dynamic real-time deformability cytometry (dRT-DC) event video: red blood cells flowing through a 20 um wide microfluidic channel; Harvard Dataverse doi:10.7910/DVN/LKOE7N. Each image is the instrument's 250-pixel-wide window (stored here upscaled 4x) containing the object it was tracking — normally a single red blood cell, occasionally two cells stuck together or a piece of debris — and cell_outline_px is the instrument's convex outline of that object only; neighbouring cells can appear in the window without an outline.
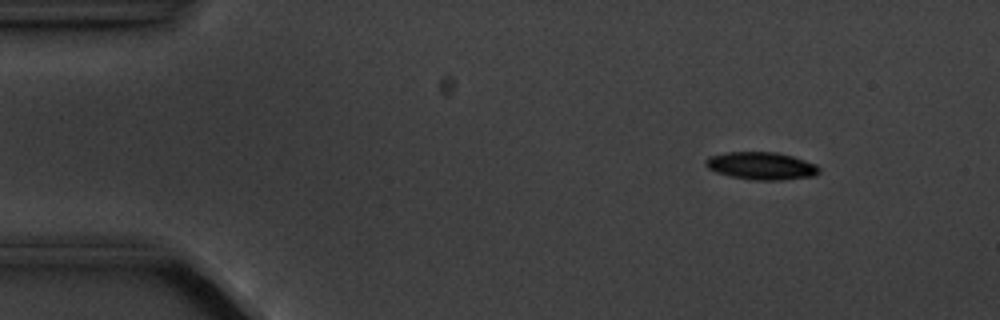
{"species": "common noctule bat (a hibernating species)", "species_latin": "Nyctalus noctula", "temperature_condition": "cold", "stored_images_in_passage": 11, "camera_frame_rate_fps": 3000, "um_per_image_px": 0.085, "animal": {"sex": "male", "body_mass_g": 20.1, "forearm_length_mm": 53.5}, "frame": {"image": 1, "passage_image": 2, "time_ms": 2.0, "image_size_px": [1000, 320], "cell_outline_px": [[820, 172], [812, 176], [780, 180], [752, 180], [732, 176], [716, 172], [708, 168], [704, 164], [704, 160], [708, 156], [724, 152], [776, 152], [792, 156], [816, 164], [820, 168]], "centroid_in_image_um": [64.68, 14.09], "position_along_channel_um": 20.3, "area_um2": 18.26}}
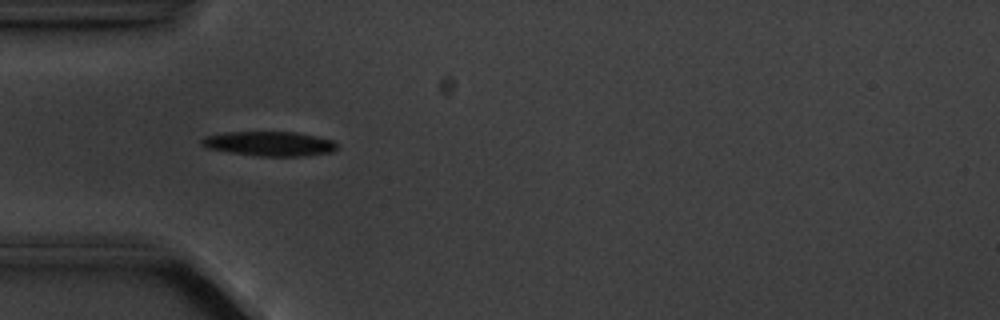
{"frame": {"image": 2, "passage_image": 5, "time_ms": 5.333, "image_size_px": [1000, 320], "cell_outline_px": [[336, 148], [332, 152], [304, 156], [256, 156], [228, 152], [208, 148], [200, 144], [200, 140], [204, 136], [224, 132], [296, 132], [316, 136], [332, 140], [336, 144]], "centroid_in_image_um": [22.86, 12.21], "position_along_channel_um": 62.1, "area_um2": 19.42}}